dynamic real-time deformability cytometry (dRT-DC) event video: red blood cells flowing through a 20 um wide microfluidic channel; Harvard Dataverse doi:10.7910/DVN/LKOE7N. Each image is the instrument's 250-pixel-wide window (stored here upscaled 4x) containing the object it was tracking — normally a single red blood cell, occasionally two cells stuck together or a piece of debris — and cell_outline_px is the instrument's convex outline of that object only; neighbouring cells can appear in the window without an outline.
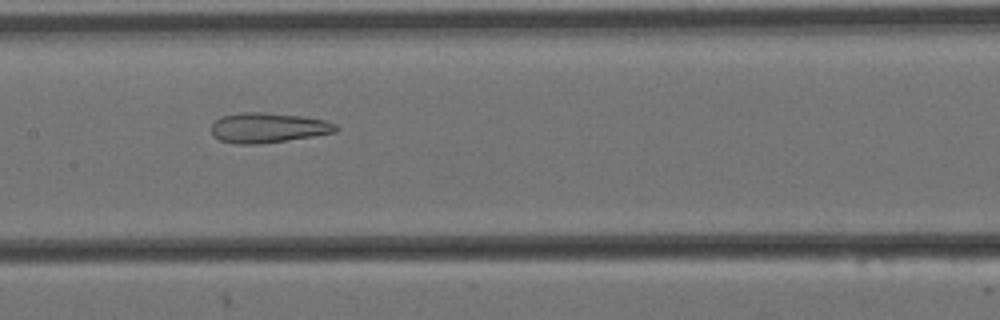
{"species": "Egyptian fruit bat (a non-hibernating species)", "species_latin": "Rousettus aegyptiacus", "temperature_condition": "cold", "stored_images_in_passage": 8, "camera_frame_rate_fps": 3000, "um_per_image_px": 0.085, "animal": {"sex": "female"}, "frame": {"image": 1, "passage_image": 5, "time_ms": 1.333, "image_size_px": [1000, 320], "cell_outline_px": [[340, 128], [336, 132], [312, 136], [260, 144], [236, 144], [220, 140], [212, 136], [212, 124], [220, 116], [240, 112], [264, 112], [304, 116], [324, 120], [336, 124]], "centroid_in_image_um": [22.77, 10.85], "position_along_channel_um": 184.6, "area_um2": 21.91}}
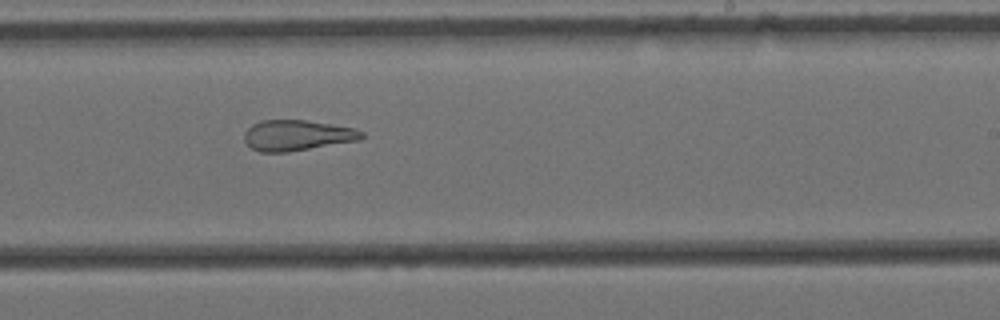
{"frame": {"image": 2, "passage_image": 7, "time_ms": 2.0, "image_size_px": [1000, 320], "cell_outline_px": [[364, 136], [360, 140], [288, 152], [260, 152], [252, 148], [244, 140], [244, 132], [252, 124], [260, 120], [304, 120], [332, 124], [356, 128], [364, 132]], "centroid_in_image_um": [25.26, 11.5], "position_along_channel_um": 263.7, "area_um2": 21.04}}
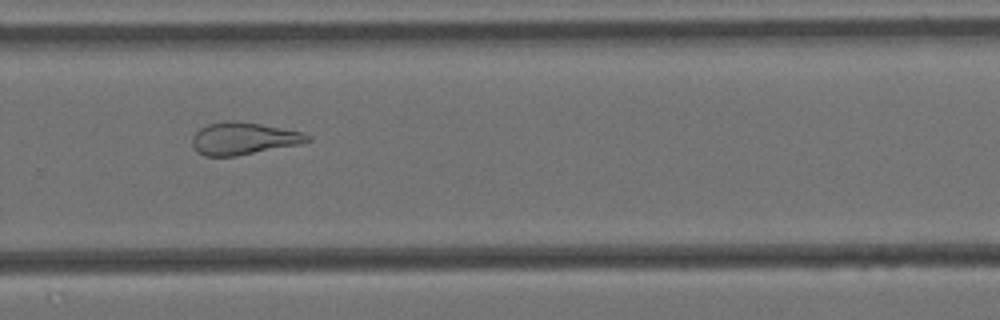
{"frame": {"image": 3, "passage_image": 8, "time_ms": 2.333, "image_size_px": [1000, 320], "cell_outline_px": [[312, 140], [300, 144], [236, 156], [204, 156], [196, 152], [192, 144], [192, 136], [200, 128], [208, 124], [224, 120], [236, 120], [260, 124], [304, 132], [312, 136]], "centroid_in_image_um": [20.7, 11.77], "position_along_channel_um": 309.1, "area_um2": 21.91}}